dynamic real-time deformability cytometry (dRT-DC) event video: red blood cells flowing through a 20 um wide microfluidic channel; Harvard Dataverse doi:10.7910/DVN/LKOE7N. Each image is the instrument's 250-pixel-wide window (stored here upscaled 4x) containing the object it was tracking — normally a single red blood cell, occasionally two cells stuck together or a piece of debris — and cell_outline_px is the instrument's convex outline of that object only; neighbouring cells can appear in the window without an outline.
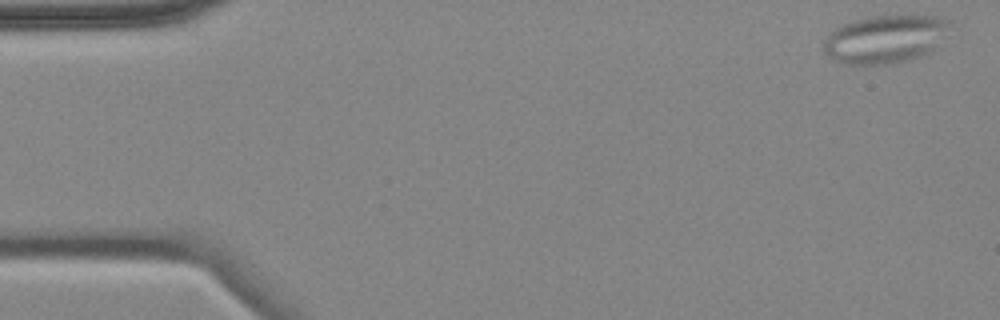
{"species": "common noctule bat (a hibernating species)", "species_latin": "Nyctalus noctula", "temperature_condition": "cold", "stored_images_in_passage": 4, "camera_frame_rate_fps": 3000, "um_per_image_px": 0.085, "animal": {"sex": "female", "body_mass_g": 18.4}, "frame": {"image": 1, "passage_image": 1, "time_ms": 0.0, "image_size_px": [1000, 320], "cell_outline_px": [[956, 28], [936, 48], [920, 56], [908, 60], [888, 64], [840, 64], [828, 56], [824, 52], [824, 40], [836, 28], [844, 24], [856, 20], [872, 16], [936, 16], [948, 20]], "centroid_in_image_um": [75.33, 3.33], "position_along_channel_um": 9.7, "area_um2": 35.66}}
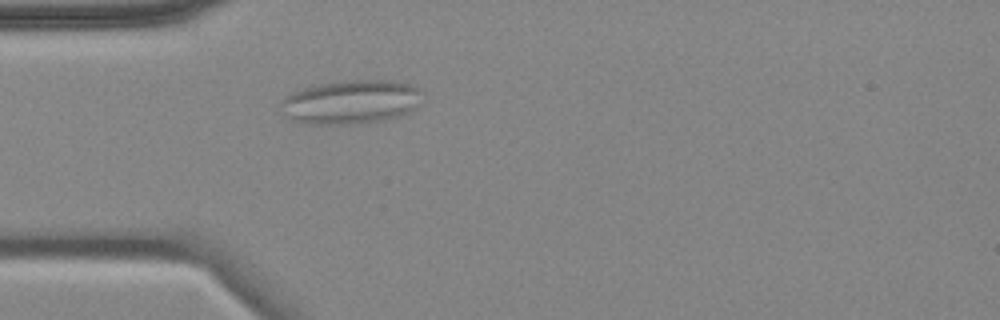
{"frame": {"image": 2, "passage_image": 4, "time_ms": 4.667, "image_size_px": [1000, 320], "cell_outline_px": [[424, 92], [420, 104], [416, 108], [400, 116], [380, 120], [352, 124], [312, 124], [296, 120], [284, 116], [280, 104], [284, 96], [292, 92], [304, 88], [320, 84], [348, 80], [392, 80], [424, 88]], "centroid_in_image_um": [29.89, 8.65], "position_along_channel_um": 55.1, "area_um2": 36.41}}